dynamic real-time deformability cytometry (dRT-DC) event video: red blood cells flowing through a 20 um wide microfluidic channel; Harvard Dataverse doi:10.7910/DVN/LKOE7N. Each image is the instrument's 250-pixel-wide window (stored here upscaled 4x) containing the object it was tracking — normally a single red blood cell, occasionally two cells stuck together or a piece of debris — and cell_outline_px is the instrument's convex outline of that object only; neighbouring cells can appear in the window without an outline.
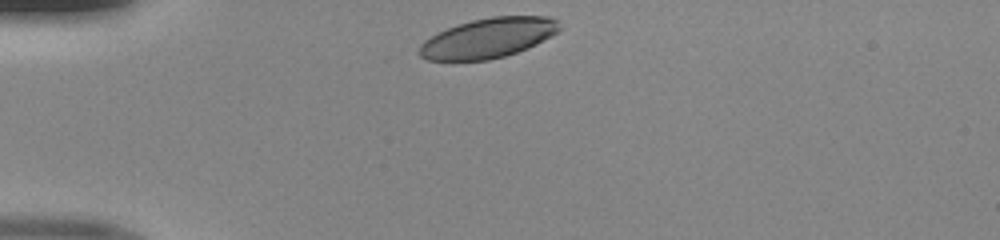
{"species": "human", "species_latin": "Homo sapiens", "temperature_condition": "room temperature", "stored_images_in_passage": 30, "camera_frame_rate_fps": 3000, "um_per_image_px": 0.085, "donor": {"sex": "male"}, "frame": {"image": 1, "passage_image": 1, "time_ms": 0.0, "image_size_px": [1000, 240], "cell_outline_px": [[560, 32], [528, 48], [504, 56], [488, 60], [428, 60], [420, 56], [416, 52], [420, 44], [424, 40], [456, 24], [472, 20], [492, 16], [548, 16], [556, 20], [560, 28]], "centroid_in_image_um": [41.49, 3.23], "position_along_channel_um": 43.5, "area_um2": 32.54}}
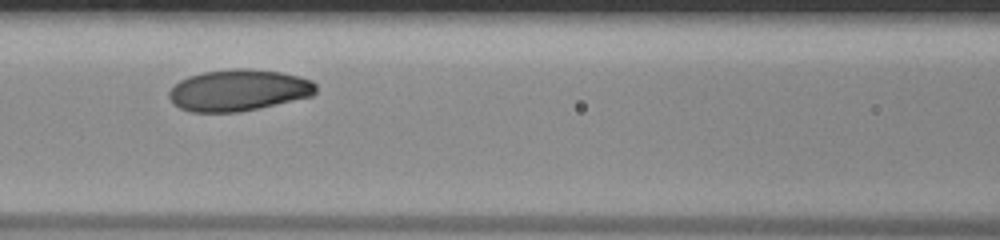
{"frame": {"image": 2, "passage_image": 11, "time_ms": 3.333, "image_size_px": [1000, 240], "cell_outline_px": [[316, 92], [312, 96], [260, 108], [240, 112], [192, 112], [180, 108], [172, 104], [168, 96], [168, 92], [180, 80], [188, 76], [204, 72], [236, 68], [244, 68], [280, 72], [300, 76], [312, 80], [316, 84]], "centroid_in_image_um": [20.28, 7.67], "position_along_channel_um": 146.3, "area_um2": 35.66}}
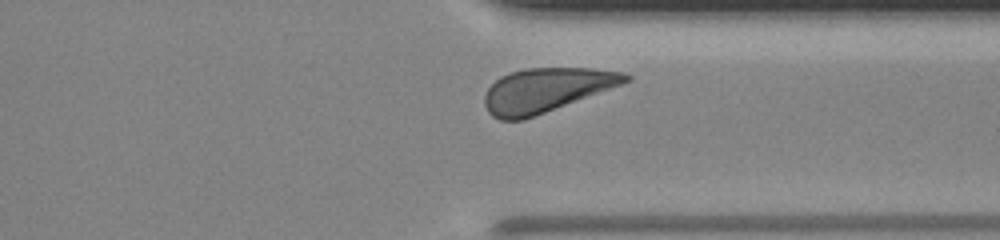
{"frame": {"image": 3, "passage_image": 27, "time_ms": 8.667, "image_size_px": [1000, 240], "cell_outline_px": [[632, 80], [524, 120], [500, 120], [492, 116], [488, 112], [484, 104], [484, 96], [488, 88], [500, 76], [508, 72], [524, 68], [592, 68], [624, 72], [632, 76]], "centroid_in_image_um": [46.39, 7.65], "position_along_channel_um": 365.0, "area_um2": 36.07}}